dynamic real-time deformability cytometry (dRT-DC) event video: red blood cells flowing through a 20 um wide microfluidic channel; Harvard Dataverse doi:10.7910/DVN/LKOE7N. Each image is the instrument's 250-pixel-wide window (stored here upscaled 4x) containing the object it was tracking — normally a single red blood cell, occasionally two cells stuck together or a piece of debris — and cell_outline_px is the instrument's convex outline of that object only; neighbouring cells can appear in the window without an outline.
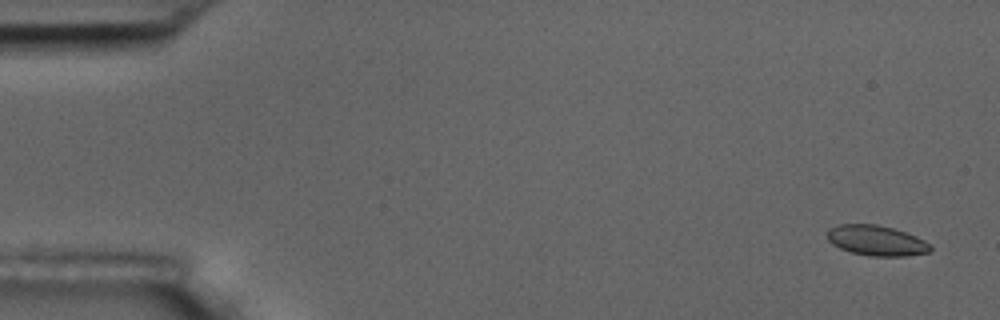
{"species": "common noctule bat (a hibernating species)", "species_latin": "Nyctalus noctula", "temperature_condition": "room temperature", "stored_images_in_passage": 40, "camera_frame_rate_fps": 3000, "um_per_image_px": 0.085, "animal": {"sex": "male", "body_mass_g": 17.5, "forearm_length_mm": 52.3}, "frame": {"image": 1, "passage_image": 3, "time_ms": 0.667, "image_size_px": [1000, 320], "cell_outline_px": [[932, 248], [928, 252], [908, 256], [872, 256], [852, 252], [840, 248], [832, 244], [828, 240], [828, 228], [840, 224], [876, 224], [892, 228], [916, 236], [932, 244]], "centroid_in_image_um": [74.51, 20.44], "position_along_channel_um": 10.5, "area_um2": 18.15}}
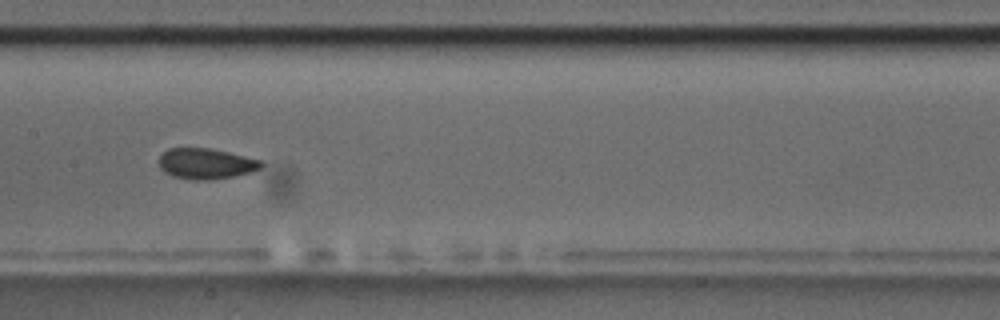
{"frame": {"image": 2, "passage_image": 29, "time_ms": 9.333, "image_size_px": [1000, 320], "cell_outline_px": [[264, 164], [260, 168], [252, 172], [232, 176], [204, 180], [192, 180], [172, 176], [164, 172], [160, 168], [160, 156], [168, 148], [208, 148], [228, 152], [264, 160]], "centroid_in_image_um": [17.53, 13.91], "position_along_channel_um": 189.9, "area_um2": 18.26}}
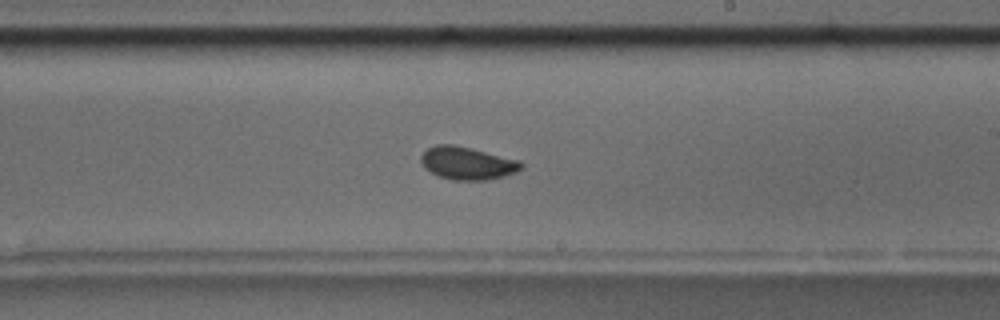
{"frame": {"image": 3, "passage_image": 34, "time_ms": 11.0, "image_size_px": [1000, 320], "cell_outline_px": [[524, 168], [516, 172], [504, 176], [488, 180], [452, 180], [440, 176], [424, 168], [420, 160], [420, 156], [428, 148], [436, 144], [452, 144], [472, 148], [520, 160], [524, 164]], "centroid_in_image_um": [39.75, 13.87], "position_along_channel_um": 249.3, "area_um2": 19.31}}